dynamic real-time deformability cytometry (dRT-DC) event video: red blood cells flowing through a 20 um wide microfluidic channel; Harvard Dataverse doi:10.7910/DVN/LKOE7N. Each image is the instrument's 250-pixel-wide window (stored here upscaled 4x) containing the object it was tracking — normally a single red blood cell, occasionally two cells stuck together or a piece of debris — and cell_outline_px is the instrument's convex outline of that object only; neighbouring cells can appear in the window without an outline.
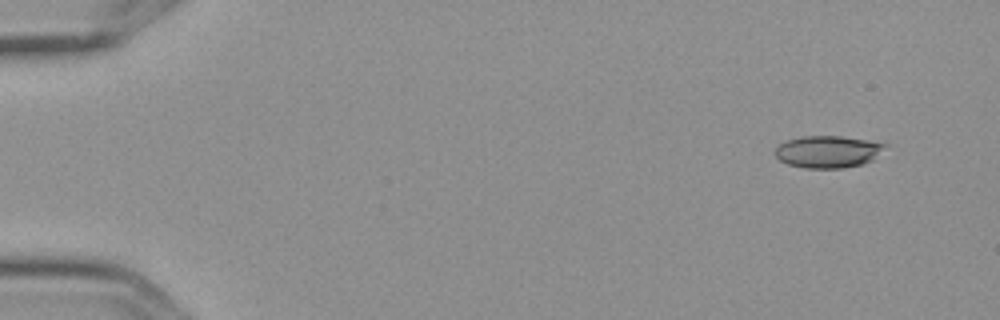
{"species": "Egyptian fruit bat (a non-hibernating species)", "species_latin": "Rousettus aegyptiacus", "temperature_condition": "cold", "stored_images_in_passage": 5, "camera_frame_rate_fps": 3000, "um_per_image_px": 0.085, "frame": {"image": 1, "passage_image": 1, "time_ms": 0.0, "image_size_px": [1000, 320], "cell_outline_px": [[888, 144], [872, 160], [864, 164], [840, 168], [804, 168], [788, 164], [780, 160], [772, 152], [780, 144], [788, 140], [804, 136], [840, 136], [868, 140]], "centroid_in_image_um": [70.36, 12.9], "position_along_channel_um": 14.6, "area_um2": 20.46}}
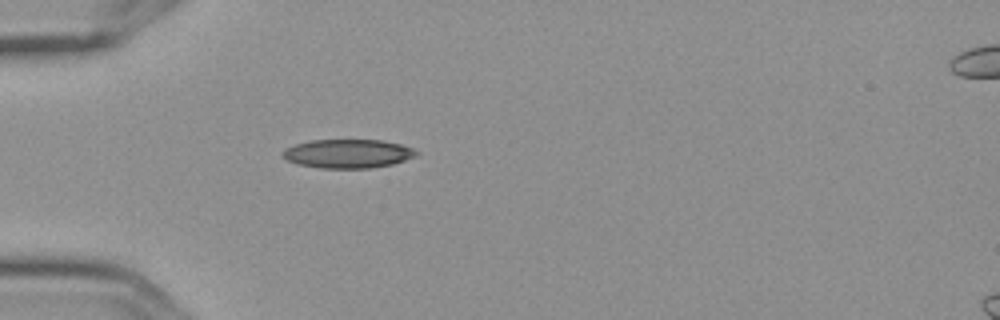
{"frame": {"image": 2, "passage_image": 5, "time_ms": 1.333, "image_size_px": [1000, 320], "cell_outline_px": [[420, 152], [416, 156], [392, 164], [368, 168], [320, 168], [296, 164], [280, 156], [280, 152], [284, 148], [296, 144], [312, 140], [384, 140], [400, 144], [412, 148]], "centroid_in_image_um": [29.53, 13.06], "position_along_channel_um": 55.5, "area_um2": 22.54}}